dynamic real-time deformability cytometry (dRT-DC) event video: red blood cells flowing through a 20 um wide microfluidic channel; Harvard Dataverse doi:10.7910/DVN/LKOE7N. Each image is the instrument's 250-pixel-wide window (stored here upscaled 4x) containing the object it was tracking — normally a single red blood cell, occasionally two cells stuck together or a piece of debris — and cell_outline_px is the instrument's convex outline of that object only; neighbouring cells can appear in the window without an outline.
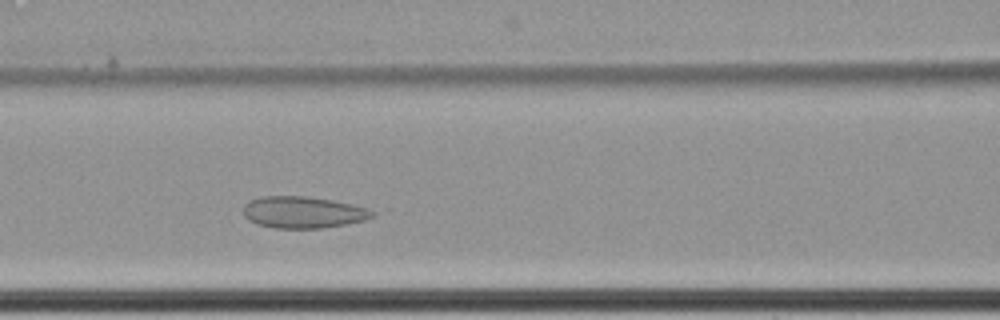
{"species": "common noctule bat (a hibernating species)", "species_latin": "Nyctalus noctula", "temperature_condition": "cold", "stored_images_in_passage": 45, "camera_frame_rate_fps": 3000, "um_per_image_px": 0.085, "animal": {"sex": "female", "body_mass_g": 22.7, "forearm_length_mm": 54.2}, "frame": {"image": 1, "passage_image": 15, "time_ms": 4.667, "image_size_px": [1000, 320], "cell_outline_px": [[380, 212], [376, 216], [364, 220], [344, 224], [320, 228], [276, 228], [256, 224], [248, 220], [244, 216], [244, 204], [260, 196], [304, 196], [332, 200], [352, 204], [368, 208]], "centroid_in_image_um": [25.8, 18.04], "position_along_channel_um": 140.8, "area_um2": 23.93}}
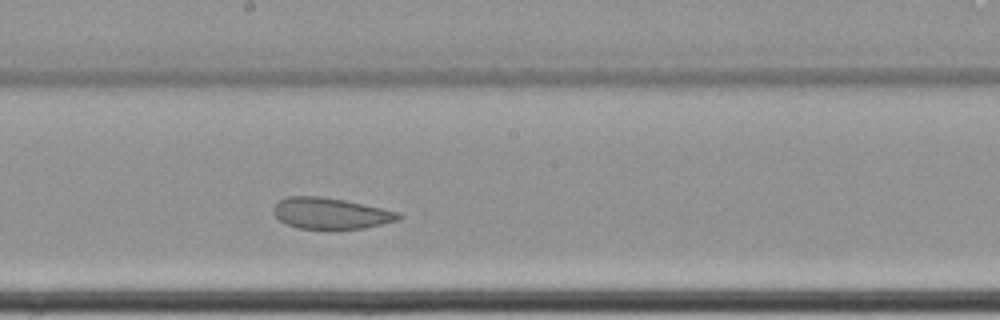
{"frame": {"image": 2, "passage_image": 22, "time_ms": 7.0, "image_size_px": [1000, 320], "cell_outline_px": [[400, 220], [364, 228], [296, 228], [280, 220], [272, 212], [272, 208], [280, 200], [288, 196], [320, 196], [344, 200], [400, 212]], "centroid_in_image_um": [28.09, 18.12], "position_along_channel_um": 220.1, "area_um2": 22.43}}
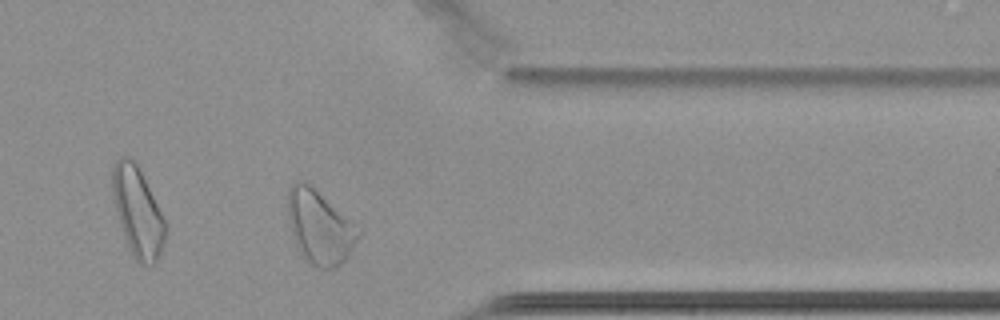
{"frame": {"image": 3, "passage_image": 37, "time_ms": 12.0, "image_size_px": [1000, 320], "cell_outline_px": [[360, 236], [348, 256], [340, 264], [332, 268], [316, 268], [300, 252], [296, 244], [292, 232], [288, 216], [288, 188], [296, 180], [304, 180], [348, 220], [360, 232]], "centroid_in_image_um": [27.13, 19.32], "position_along_channel_um": 384.3, "area_um2": 29.07}, "authors_computed_cell_mechanics": {"area_um2": 25.143, "velocity_mm_per_s": 3.4041, "shape_relaxation_time_tau1_ms": null, "shape_relaxation_time_tau2_ms": 2.1305, "deformation_change_tau1": null, "deformation_change_tau2": 0.0761}}